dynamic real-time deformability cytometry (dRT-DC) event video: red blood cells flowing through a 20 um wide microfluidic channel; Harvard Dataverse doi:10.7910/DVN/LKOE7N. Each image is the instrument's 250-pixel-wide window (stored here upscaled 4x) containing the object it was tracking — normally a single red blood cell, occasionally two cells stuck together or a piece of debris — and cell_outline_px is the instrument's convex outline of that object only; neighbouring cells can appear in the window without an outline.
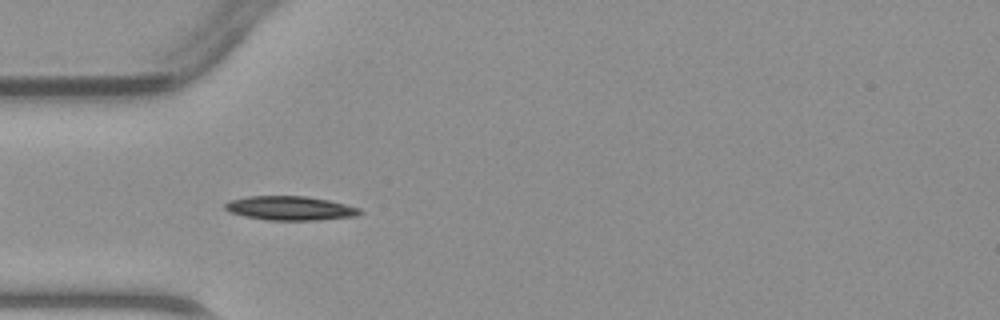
{"species": "common noctule bat (a hibernating species)", "species_latin": "Nyctalus noctula", "temperature_condition": "warm", "stored_images_in_passage": 32, "camera_frame_rate_fps": 3000, "um_per_image_px": 0.085, "animal": {"sex": "male", "body_mass_g": 23.1, "forearm_length_mm": 52.7}, "frame": {"image": 1, "passage_image": 3, "time_ms": 0.667, "image_size_px": [1000, 320], "cell_outline_px": [[364, 212], [356, 216], [316, 220], [268, 220], [244, 216], [228, 212], [224, 208], [224, 204], [228, 200], [248, 196], [304, 196], [328, 200], [360, 208]], "centroid_in_image_um": [24.63, 17.7], "position_along_channel_um": 60.4, "area_um2": 18.96}}
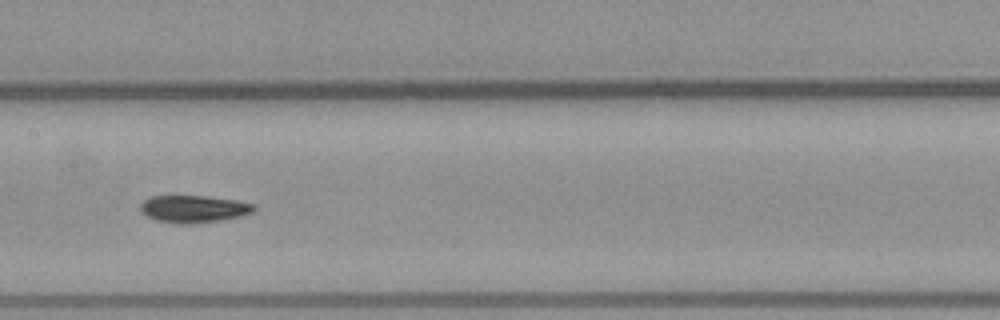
{"frame": {"image": 2, "passage_image": 12, "time_ms": 3.667, "image_size_px": [1000, 320], "cell_outline_px": [[256, 208], [252, 212], [240, 216], [220, 220], [184, 224], [180, 224], [156, 220], [148, 216], [140, 208], [140, 204], [148, 196], [204, 196], [236, 200], [256, 204]], "centroid_in_image_um": [16.47, 17.74], "position_along_channel_um": 190.9, "area_um2": 17.86}}
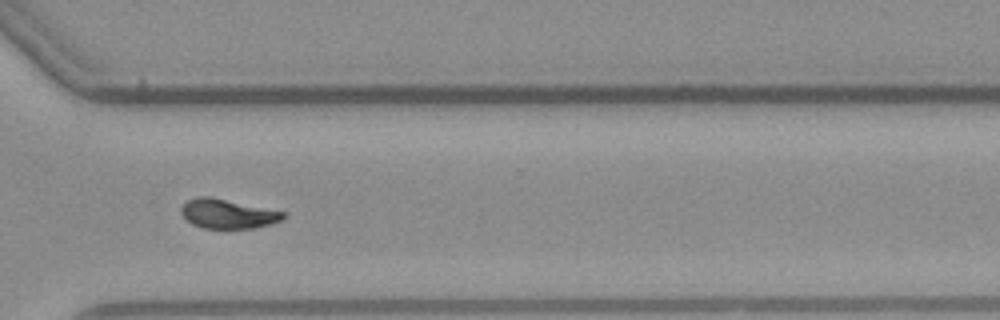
{"frame": {"image": 3, "passage_image": 23, "time_ms": 7.333, "image_size_px": [1000, 320], "cell_outline_px": [[288, 216], [284, 220], [272, 224], [252, 228], [200, 228], [192, 224], [180, 212], [180, 208], [188, 200], [196, 196], [208, 196], [288, 212]], "centroid_in_image_um": [19.42, 18.17], "position_along_channel_um": 351.2, "area_um2": 17.69}}